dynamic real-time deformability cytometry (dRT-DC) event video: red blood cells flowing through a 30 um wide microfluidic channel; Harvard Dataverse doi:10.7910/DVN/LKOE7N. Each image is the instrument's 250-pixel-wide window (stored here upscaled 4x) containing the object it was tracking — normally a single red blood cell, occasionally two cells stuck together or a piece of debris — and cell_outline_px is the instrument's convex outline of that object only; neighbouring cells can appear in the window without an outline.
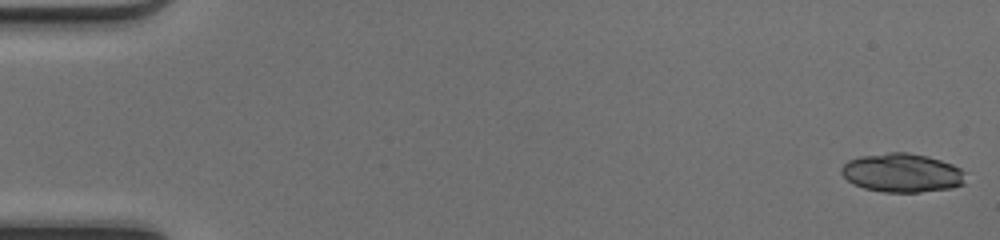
{"species": "common noctule bat (a hibernating species)", "species_latin": "Nyctalus noctula", "temperature_condition": "cold", "stored_images_in_passage": 49, "segment_of_instrument_passage": [1, 2], "camera_frame_rate_fps": 3000, "um_per_image_px": 0.085, "animal": {"sex": "female", "body_mass_g": 17.0, "forearm_length_mm": 48.0}, "frame": {"image": 1, "passage_image": 1, "time_ms": 0.0, "image_size_px": [1000, 240], "cell_outline_px": [[964, 184], [952, 188], [920, 192], [884, 192], [864, 188], [852, 184], [840, 172], [840, 168], [848, 160], [860, 156], [888, 152], [908, 152], [928, 156], [952, 164], [960, 168], [964, 172]], "centroid_in_image_um": [76.66, 14.69], "position_along_channel_um": 8.3, "area_um2": 28.21}}
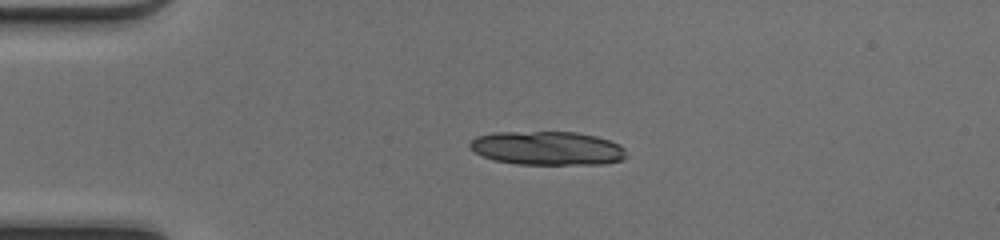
{"frame": {"image": 2, "passage_image": 12, "time_ms": 3.667, "image_size_px": [1000, 240], "cell_outline_px": [[628, 156], [624, 160], [604, 164], [516, 164], [496, 160], [484, 156], [476, 152], [468, 144], [476, 136], [496, 132], [576, 132], [596, 136], [620, 144], [624, 148]], "centroid_in_image_um": [46.58, 12.6], "position_along_channel_um": 38.4, "area_um2": 30.81}}